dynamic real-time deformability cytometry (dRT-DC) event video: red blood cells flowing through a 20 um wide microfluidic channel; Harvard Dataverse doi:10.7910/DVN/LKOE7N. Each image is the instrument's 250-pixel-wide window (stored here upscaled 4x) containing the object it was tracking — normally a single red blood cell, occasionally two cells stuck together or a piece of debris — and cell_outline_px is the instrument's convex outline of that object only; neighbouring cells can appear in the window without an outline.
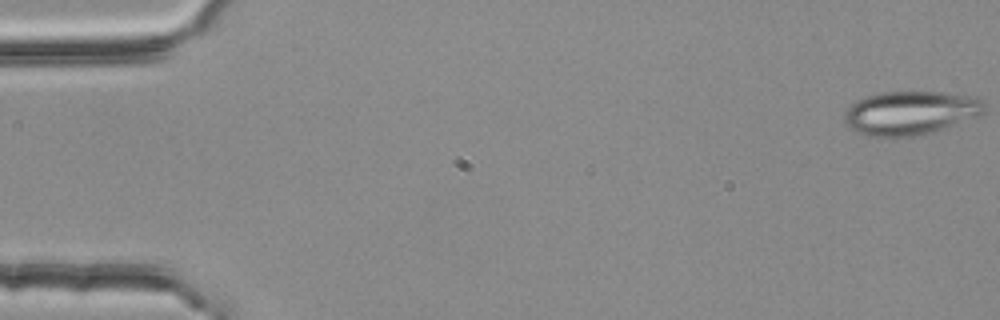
{"species": "common noctule bat (a hibernating species)", "species_latin": "Nyctalus noctula", "temperature_condition": "room temperature", "stored_images_in_passage": 6, "camera_frame_rate_fps": 3000, "um_per_image_px": 0.085, "animal": {"sex": "female", "body_mass_g": 25.1}, "frame": {"image": 1, "passage_image": 1, "time_ms": 0.0, "image_size_px": [1000, 320], "cell_outline_px": [[984, 112], [976, 116], [916, 136], [868, 136], [856, 132], [844, 120], [844, 112], [856, 100], [864, 96], [880, 92], [944, 92], [976, 96], [984, 100]], "centroid_in_image_um": [77.35, 9.56], "position_along_channel_um": 7.6, "area_um2": 35.26}}